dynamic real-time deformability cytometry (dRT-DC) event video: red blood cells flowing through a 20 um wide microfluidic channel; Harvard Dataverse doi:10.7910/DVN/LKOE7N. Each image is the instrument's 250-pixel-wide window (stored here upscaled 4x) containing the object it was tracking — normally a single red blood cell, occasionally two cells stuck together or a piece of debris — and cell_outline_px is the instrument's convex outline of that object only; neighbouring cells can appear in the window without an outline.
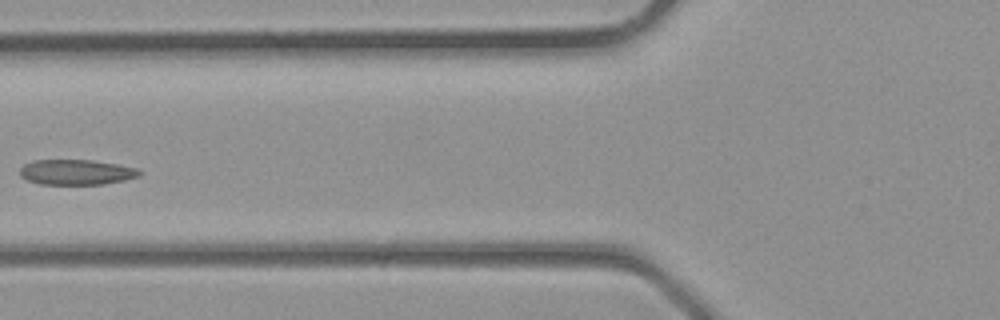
{"species": "common noctule bat (a hibernating species)", "species_latin": "Nyctalus noctula", "temperature_condition": "room temperature", "stored_images_in_passage": 5, "camera_frame_rate_fps": 3000, "um_per_image_px": 0.085, "animal": {"sex": "male", "body_mass_g": 23.1, "forearm_length_mm": 52.7}, "frame": {"image": 1, "passage_image": 5, "time_ms": 1.333, "image_size_px": [1000, 320], "cell_outline_px": [[140, 176], [124, 180], [104, 184], [40, 184], [28, 180], [20, 176], [20, 168], [24, 164], [32, 160], [92, 160], [120, 164], [140, 168]], "centroid_in_image_um": [6.51, 14.62], "position_along_channel_um": 119.3, "area_um2": 17.74}}